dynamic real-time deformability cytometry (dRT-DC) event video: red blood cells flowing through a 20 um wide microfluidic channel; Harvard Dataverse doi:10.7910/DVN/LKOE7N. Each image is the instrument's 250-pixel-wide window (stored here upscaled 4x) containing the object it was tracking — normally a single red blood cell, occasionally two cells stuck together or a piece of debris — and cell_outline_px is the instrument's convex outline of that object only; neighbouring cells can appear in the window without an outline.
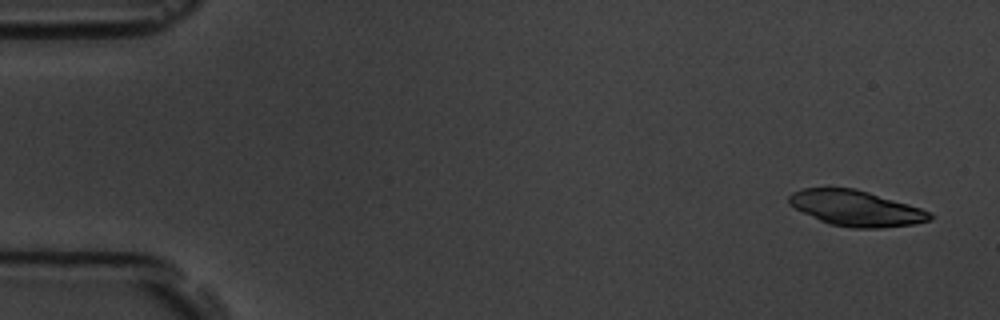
{"species": "common noctule bat (a hibernating species)", "species_latin": "Nyctalus noctula", "temperature_condition": "room temperature", "stored_images_in_passage": 5, "camera_frame_rate_fps": 3000, "um_per_image_px": 0.085, "animal": {"sex": "male", "body_mass_g": 19.5, "forearm_length_mm": 54.6}, "frame": {"image": 1, "passage_image": 1, "time_ms": 0.0, "image_size_px": [1000, 320], "cell_outline_px": [[932, 220], [916, 224], [880, 228], [852, 228], [828, 224], [788, 204], [788, 196], [792, 192], [800, 188], [856, 188], [908, 204], [920, 208], [928, 212], [932, 216]], "centroid_in_image_um": [72.75, 17.7], "position_along_channel_um": 12.3, "area_um2": 29.13}}